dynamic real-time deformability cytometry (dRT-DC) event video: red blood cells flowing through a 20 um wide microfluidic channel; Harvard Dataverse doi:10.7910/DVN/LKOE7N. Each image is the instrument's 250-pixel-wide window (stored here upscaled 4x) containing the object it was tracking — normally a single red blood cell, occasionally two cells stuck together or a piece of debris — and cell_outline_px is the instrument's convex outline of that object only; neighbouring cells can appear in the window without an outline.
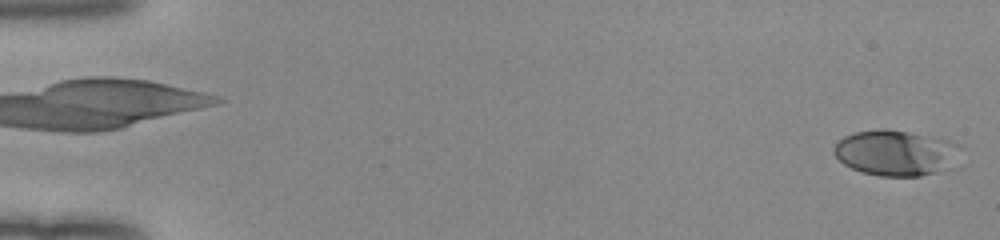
{"species": "human", "species_latin": "Homo sapiens", "temperature_condition": "room temperature", "stored_images_in_passage": 52, "camera_frame_rate_fps": 3000, "um_per_image_px": 0.085, "donor": {"sex": "female"}, "frame": {"image": 1, "passage_image": 1, "time_ms": 0.0, "image_size_px": [1000, 240], "cell_outline_px": [[948, 144], [944, 168], [936, 172], [920, 176], [880, 176], [860, 172], [844, 164], [832, 152], [832, 148], [844, 136], [856, 132], [880, 128], [884, 128], [908, 132], [948, 140]], "centroid_in_image_um": [75.81, 12.99], "position_along_channel_um": 9.2, "area_um2": 31.56}}
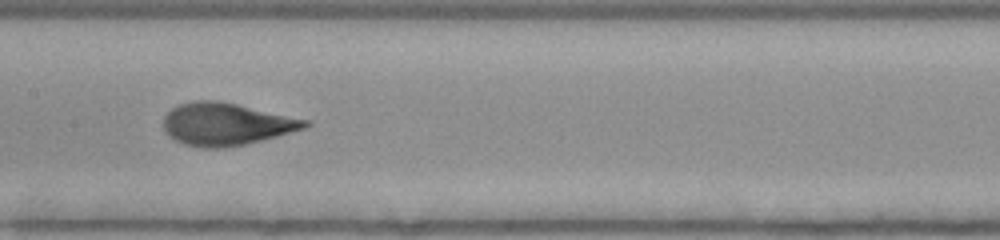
{"frame": {"image": 2, "passage_image": 27, "time_ms": 8.667, "image_size_px": [1000, 240], "cell_outline_px": [[312, 124], [304, 128], [276, 136], [244, 144], [224, 148], [204, 148], [184, 144], [176, 140], [164, 132], [164, 116], [172, 108], [180, 104], [196, 100], [216, 100], [236, 104], [312, 120]], "centroid_in_image_um": [19.23, 10.54], "position_along_channel_um": 188.2, "area_um2": 34.85}}
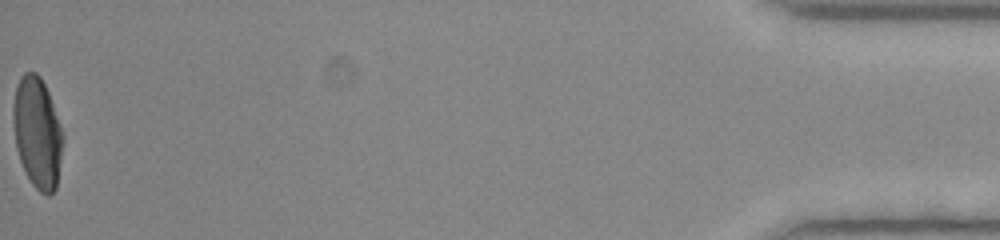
{"frame": {"image": 3, "passage_image": 52, "time_ms": 17.0, "image_size_px": [1000, 240], "cell_outline_px": [[64, 140], [56, 188], [48, 196], [44, 196], [32, 184], [20, 160], [16, 148], [12, 120], [12, 108], [16, 84], [20, 76], [24, 72], [36, 72], [40, 76], [48, 92], [64, 132]], "centroid_in_image_um": [3.17, 11.26], "position_along_channel_um": 432.0, "area_um2": 32.54}, "authors_computed_cell_mechanics": {"area_um2": 33.524, "velocity_mm_per_s": 4.0233, "shape_relaxation_time_tau1_ms": 3.748, "shape_relaxation_time_tau2_ms": null, "deformation_change_tau1": 0.2175, "deformation_change_tau2": null}}